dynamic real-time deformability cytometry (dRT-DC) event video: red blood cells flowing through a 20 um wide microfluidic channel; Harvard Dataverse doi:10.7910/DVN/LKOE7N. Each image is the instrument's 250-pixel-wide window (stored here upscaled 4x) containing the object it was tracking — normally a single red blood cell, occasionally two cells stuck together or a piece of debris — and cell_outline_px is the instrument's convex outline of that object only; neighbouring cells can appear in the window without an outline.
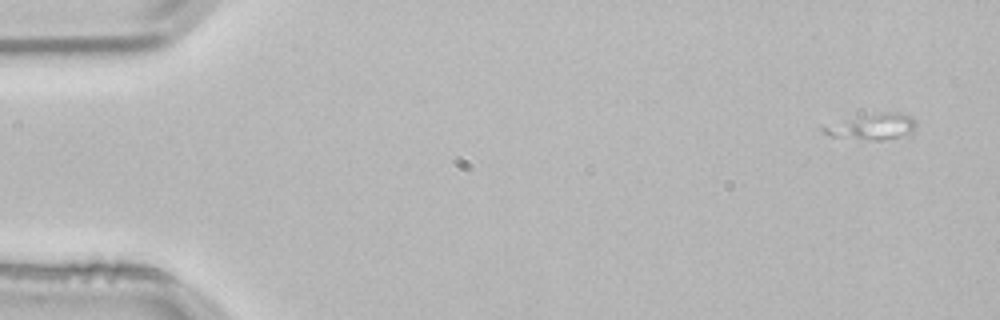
{"species": "common noctule bat (a hibernating species)", "species_latin": "Nyctalus noctula", "temperature_condition": "room temperature", "stored_images_in_passage": 15, "camera_frame_rate_fps": 3000, "um_per_image_px": 0.085, "animal": {"sex": "male", "body_mass_g": 21.5, "forearm_length_mm": 52.0}, "frame": {"image": 1, "passage_image": 1, "time_ms": 0.0, "image_size_px": [1000, 320], "cell_outline_px": [[916, 128], [912, 132], [880, 140], [872, 140], [832, 136], [820, 132], [820, 128], [880, 112], [896, 112], [912, 116], [916, 120]], "centroid_in_image_um": [74.24, 10.77], "position_along_channel_um": 10.8, "area_um2": 13.24}}